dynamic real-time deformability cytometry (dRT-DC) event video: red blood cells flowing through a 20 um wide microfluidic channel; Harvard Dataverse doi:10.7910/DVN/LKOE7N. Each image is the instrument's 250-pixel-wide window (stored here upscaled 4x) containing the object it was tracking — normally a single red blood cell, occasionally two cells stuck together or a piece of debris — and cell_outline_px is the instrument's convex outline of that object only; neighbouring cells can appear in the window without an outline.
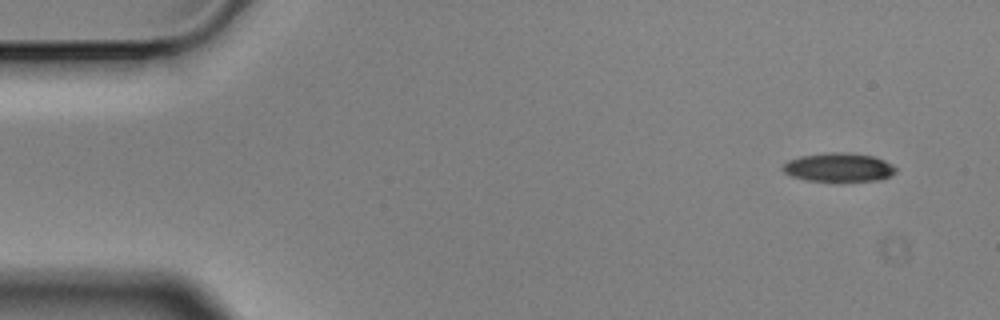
{"species": "Egyptian fruit bat (a non-hibernating species)", "species_latin": "Rousettus aegyptiacus", "temperature_condition": "cold", "stored_images_in_passage": 9, "camera_frame_rate_fps": 3000, "um_per_image_px": 0.085, "animal": {"sex": "male"}, "frame": {"image": 1, "passage_image": 1, "time_ms": 0.0, "image_size_px": [1000, 320], "cell_outline_px": [[896, 172], [892, 176], [876, 180], [808, 180], [792, 176], [784, 172], [780, 168], [788, 160], [800, 156], [828, 152], [848, 152], [872, 156], [884, 160], [892, 164], [896, 168]], "centroid_in_image_um": [71.29, 14.2], "position_along_channel_um": 13.7, "area_um2": 18.73}}
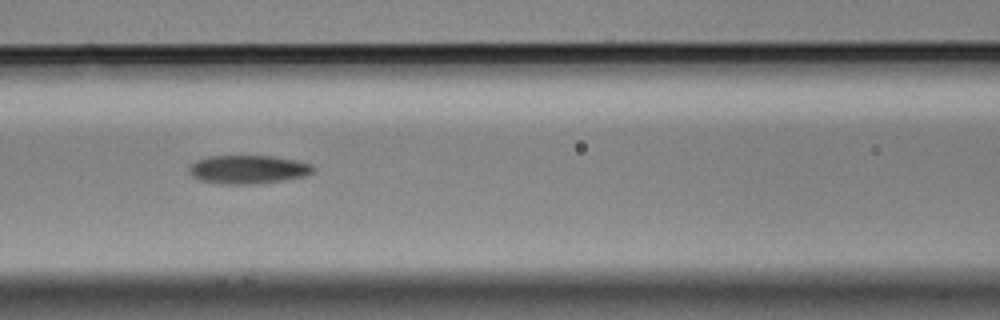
{"frame": {"image": 2, "passage_image": 6, "time_ms": 1.667, "image_size_px": [1000, 320], "cell_outline_px": [[316, 168], [308, 176], [284, 180], [256, 184], [220, 184], [200, 180], [192, 176], [188, 172], [188, 168], [196, 160], [208, 156], [272, 156], [296, 160], [312, 164]], "centroid_in_image_um": [21.1, 14.41], "position_along_channel_um": 145.5, "area_um2": 20.87}}
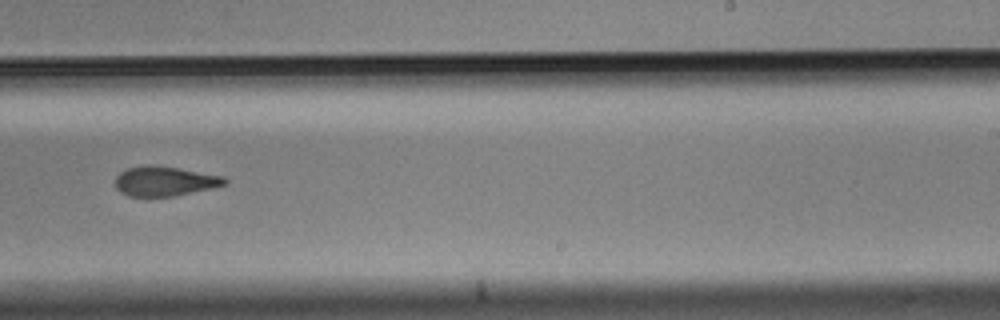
{"frame": {"image": 3, "passage_image": 9, "time_ms": 2.667, "image_size_px": [1000, 320], "cell_outline_px": [[228, 184], [212, 188], [172, 196], [128, 196], [120, 192], [116, 188], [116, 176], [120, 172], [128, 168], [176, 168], [224, 176], [228, 180]], "centroid_in_image_um": [14.05, 15.45], "position_along_channel_um": 275.0, "area_um2": 18.09}}